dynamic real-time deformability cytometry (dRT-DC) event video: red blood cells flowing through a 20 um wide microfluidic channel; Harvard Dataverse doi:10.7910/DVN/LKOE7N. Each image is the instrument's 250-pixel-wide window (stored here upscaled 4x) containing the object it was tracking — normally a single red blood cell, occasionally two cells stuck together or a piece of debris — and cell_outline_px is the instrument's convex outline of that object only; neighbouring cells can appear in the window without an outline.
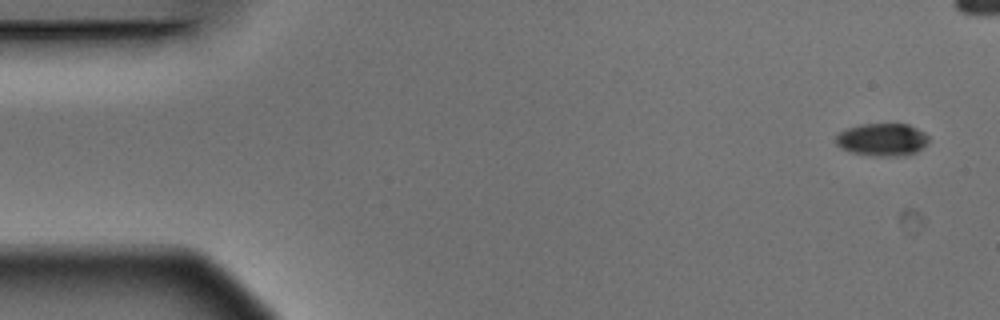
{"species": "Egyptian fruit bat (a non-hibernating species)", "species_latin": "Rousettus aegyptiacus", "temperature_condition": "warm", "stored_images_in_passage": 12, "camera_frame_rate_fps": 3000, "um_per_image_px": 0.085, "animal": {"sex": "male"}, "frame": {"image": 1, "passage_image": 1, "time_ms": 0.0, "image_size_px": [1000, 320], "cell_outline_px": [[928, 140], [916, 152], [904, 156], [876, 156], [852, 152], [840, 148], [836, 144], [836, 136], [840, 132], [848, 128], [860, 124], [908, 124], [924, 132], [928, 136]], "centroid_in_image_um": [74.97, 11.87], "position_along_channel_um": 10.0, "area_um2": 17.51}}
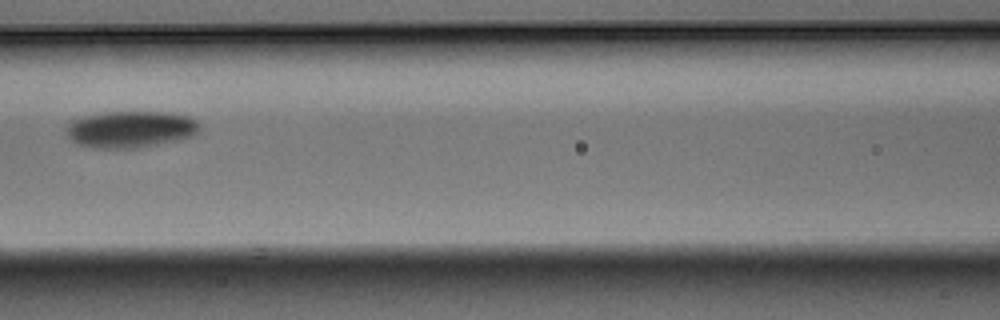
{"frame": {"image": 2, "passage_image": 8, "time_ms": 2.333, "image_size_px": [1000, 320], "cell_outline_px": [[200, 132], [192, 136], [180, 140], [136, 148], [96, 148], [80, 144], [72, 140], [68, 136], [64, 128], [72, 120], [84, 116], [104, 112], [164, 112], [188, 116], [196, 120], [200, 124]], "centroid_in_image_um": [11.12, 10.99], "position_along_channel_um": 155.5, "area_um2": 28.61}}
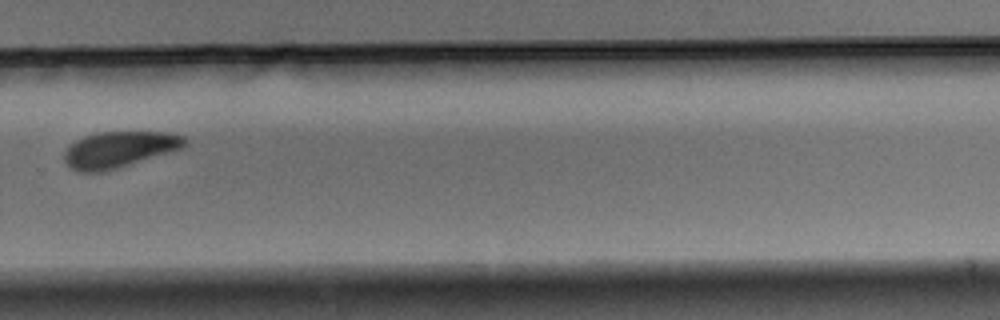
{"frame": {"image": 3, "passage_image": 12, "time_ms": 3.667, "image_size_px": [1000, 320], "cell_outline_px": [[188, 144], [176, 152], [100, 172], [76, 172], [68, 168], [64, 160], [64, 152], [76, 140], [84, 136], [96, 132], [168, 132], [184, 136], [188, 140]], "centroid_in_image_um": [10.17, 12.71], "position_along_channel_um": 319.6, "area_um2": 25.78}}